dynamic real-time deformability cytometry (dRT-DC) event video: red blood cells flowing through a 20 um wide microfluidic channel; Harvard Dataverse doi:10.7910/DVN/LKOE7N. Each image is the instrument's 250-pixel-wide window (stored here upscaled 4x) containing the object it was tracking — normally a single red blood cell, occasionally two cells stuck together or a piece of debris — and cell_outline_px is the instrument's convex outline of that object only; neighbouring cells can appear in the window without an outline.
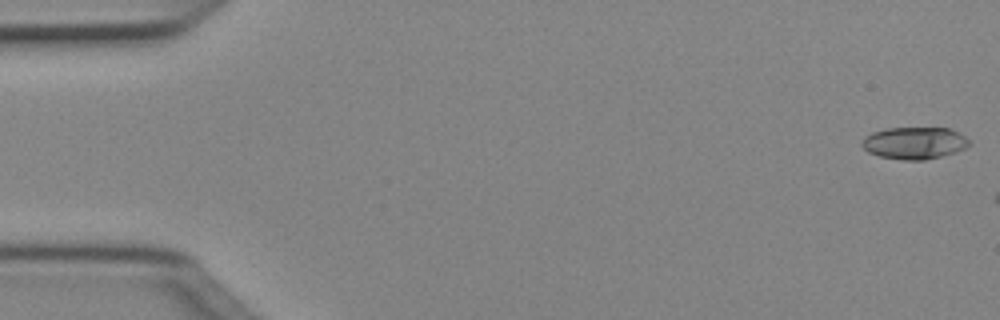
{"species": "Egyptian fruit bat (a non-hibernating species)", "species_latin": "Rousettus aegyptiacus", "temperature_condition": "cold", "stored_images_in_passage": 7, "camera_frame_rate_fps": 3000, "um_per_image_px": 0.085, "animal": {"sex": "female"}, "frame": {"image": 1, "passage_image": 1, "time_ms": 0.0, "image_size_px": [1000, 320], "cell_outline_px": [[972, 144], [956, 152], [924, 160], [900, 160], [880, 156], [868, 152], [860, 144], [864, 136], [872, 132], [888, 128], [948, 128], [964, 136]], "centroid_in_image_um": [77.69, 12.16], "position_along_channel_um": 7.3, "area_um2": 20.0}}